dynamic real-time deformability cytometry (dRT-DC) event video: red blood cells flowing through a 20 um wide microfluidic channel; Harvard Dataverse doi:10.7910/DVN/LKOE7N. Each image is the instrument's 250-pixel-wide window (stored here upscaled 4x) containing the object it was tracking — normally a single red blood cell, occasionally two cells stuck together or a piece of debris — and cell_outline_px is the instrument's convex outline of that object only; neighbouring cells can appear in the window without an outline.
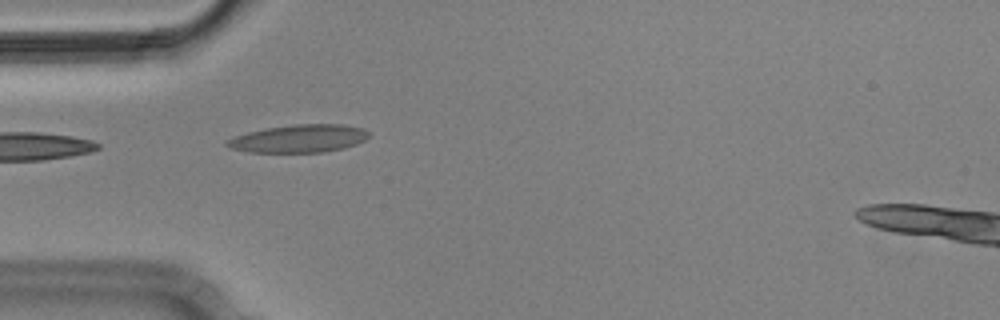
{"species": "Egyptian fruit bat (a non-hibernating species)", "species_latin": "Rousettus aegyptiacus", "temperature_condition": "cold", "stored_images_in_passage": 1, "camera_frame_rate_fps": 3000, "um_per_image_px": 0.085, "animal": {"sex": "male"}, "frame": {"image": 1, "passage_image": 1, "time_ms": 0.0, "image_size_px": [1000, 320], "cell_outline_px": [[368, 136], [364, 140], [356, 144], [344, 148], [324, 152], [248, 152], [232, 148], [224, 144], [224, 140], [248, 132], [268, 128], [296, 124], [344, 124], [364, 128], [368, 132]], "centroid_in_image_um": [25.42, 11.78], "position_along_channel_um": 59.6, "area_um2": 22.95}}